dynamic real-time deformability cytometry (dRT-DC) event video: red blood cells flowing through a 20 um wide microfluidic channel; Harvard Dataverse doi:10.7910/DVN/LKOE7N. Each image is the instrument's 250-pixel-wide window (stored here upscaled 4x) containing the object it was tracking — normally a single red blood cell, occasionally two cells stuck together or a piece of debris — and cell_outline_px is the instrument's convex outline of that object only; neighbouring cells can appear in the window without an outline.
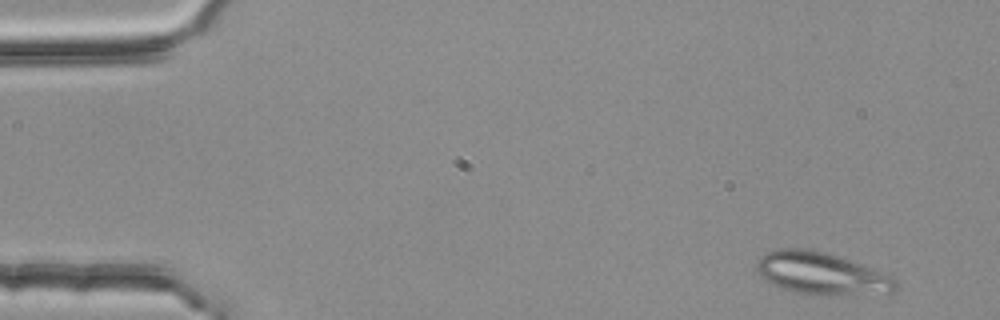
{"species": "common noctule bat (a hibernating species)", "species_latin": "Nyctalus noctula", "temperature_condition": "room temperature", "stored_images_in_passage": 5, "camera_frame_rate_fps": 3000, "um_per_image_px": 0.085, "animal": {"sex": "female", "body_mass_g": 25.1}, "frame": {"image": 1, "passage_image": 1, "time_ms": 0.0, "image_size_px": [1000, 320], "cell_outline_px": [[900, 288], [888, 296], [828, 296], [792, 292], [780, 288], [772, 284], [760, 276], [756, 272], [756, 260], [760, 256], [768, 252], [784, 248], [804, 248], [824, 252], [840, 256], [852, 260], [892, 276], [896, 280]], "centroid_in_image_um": [69.93, 23.3], "position_along_channel_um": 15.1, "area_um2": 35.55}}